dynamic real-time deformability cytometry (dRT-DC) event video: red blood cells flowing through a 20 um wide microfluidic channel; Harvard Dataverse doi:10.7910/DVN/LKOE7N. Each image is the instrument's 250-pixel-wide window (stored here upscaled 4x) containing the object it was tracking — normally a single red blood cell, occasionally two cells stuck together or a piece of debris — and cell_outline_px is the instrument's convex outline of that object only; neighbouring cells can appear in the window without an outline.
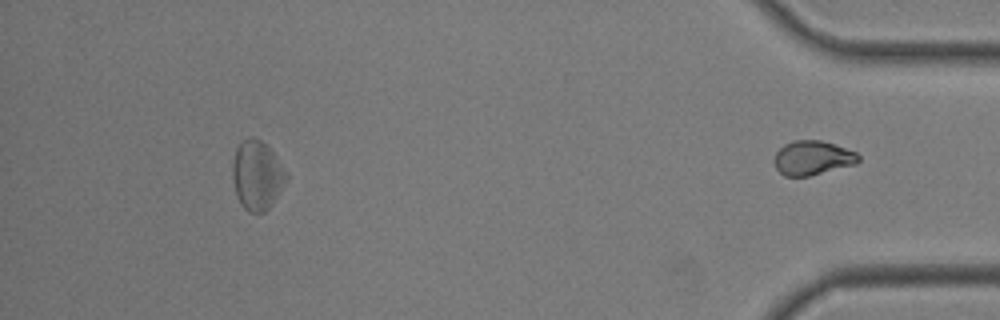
{"species": "common noctule bat (a hibernating species)", "species_latin": "Nyctalus noctula", "temperature_condition": "room temperature", "stored_images_in_passage": 40, "segment_of_instrument_passage": [2, 2], "camera_frame_rate_fps": 3000, "um_per_image_px": 0.085, "animal": {"sex": "male", "body_mass_g": 19.0, "forearm_length_mm": 50.8}, "frame": {"image": 1, "passage_image": 40, "time_ms": 13.0, "image_size_px": [1000, 320], "cell_outline_px": [[860, 160], [856, 164], [808, 176], [784, 176], [776, 168], [776, 152], [784, 144], [792, 140], [820, 140], [856, 152], [860, 156]], "centroid_in_image_um": [69.08, 13.42], "position_along_channel_um": 366.1, "area_um2": 16.59}}